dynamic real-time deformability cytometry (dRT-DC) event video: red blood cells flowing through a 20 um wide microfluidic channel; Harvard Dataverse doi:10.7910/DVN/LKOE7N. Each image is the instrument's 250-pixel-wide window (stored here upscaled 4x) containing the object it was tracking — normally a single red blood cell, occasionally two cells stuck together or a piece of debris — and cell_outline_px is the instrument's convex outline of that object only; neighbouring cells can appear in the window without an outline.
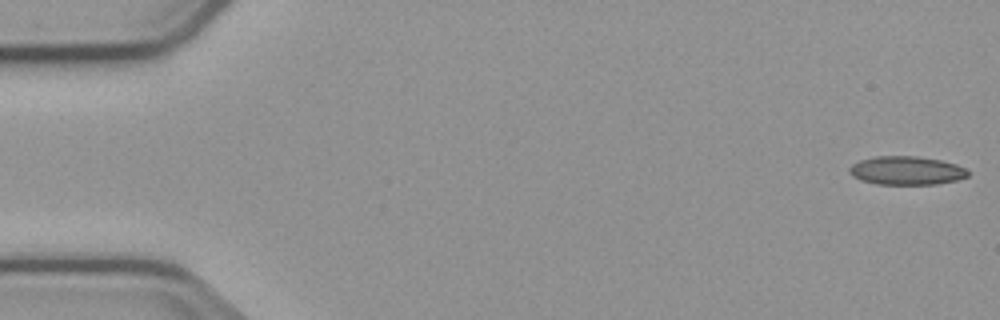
{"species": "common noctule bat (a hibernating species)", "species_latin": "Nyctalus noctula", "temperature_condition": "cold", "stored_images_in_passage": 6, "camera_frame_rate_fps": 3000, "um_per_image_px": 0.085, "animal": {"sex": "male", "body_mass_g": 23.1, "forearm_length_mm": 52.7}, "frame": {"image": 1, "passage_image": 1, "time_ms": 0.0, "image_size_px": [1000, 320], "cell_outline_px": [[968, 176], [956, 180], [936, 184], [876, 184], [860, 180], [852, 176], [848, 172], [848, 168], [852, 164], [860, 160], [876, 156], [916, 156], [940, 160], [956, 164], [964, 168], [968, 172]], "centroid_in_image_um": [77.0, 14.5], "position_along_channel_um": 8.0, "area_um2": 19.71}}
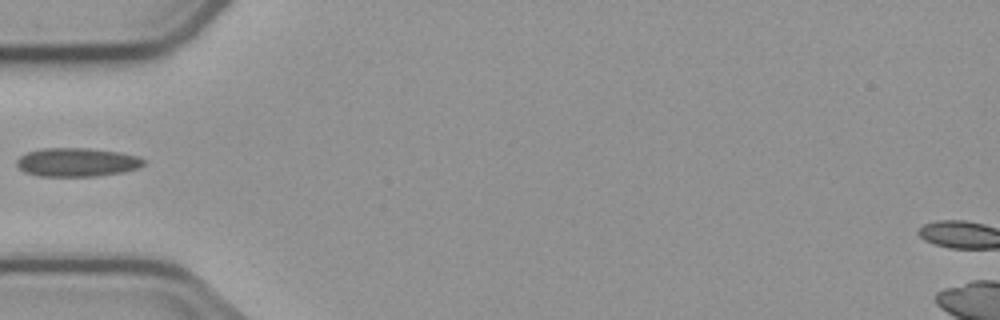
{"frame": {"image": 2, "passage_image": 5, "time_ms": 5.667, "image_size_px": [1000, 320], "cell_outline_px": [[144, 164], [140, 168], [124, 172], [96, 176], [40, 176], [24, 172], [16, 164], [16, 160], [20, 156], [28, 152], [44, 148], [88, 148], [116, 152], [136, 156], [144, 160]], "centroid_in_image_um": [6.53, 13.8], "position_along_channel_um": 78.5, "area_um2": 21.1}}
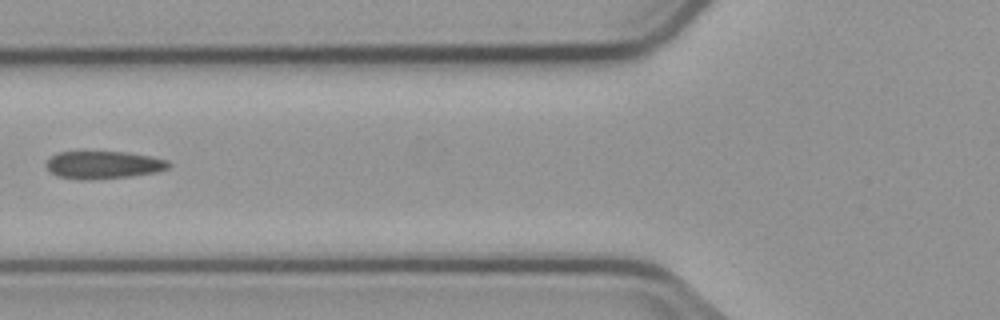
{"frame": {"image": 3, "passage_image": 6, "time_ms": 6.667, "image_size_px": [1000, 320], "cell_outline_px": [[172, 164], [168, 168], [156, 172], [132, 176], [92, 180], [80, 180], [56, 176], [48, 172], [44, 164], [52, 156], [60, 152], [128, 152], [168, 160]], "centroid_in_image_um": [8.76, 14.03], "position_along_channel_um": 117.0, "area_um2": 19.94}}